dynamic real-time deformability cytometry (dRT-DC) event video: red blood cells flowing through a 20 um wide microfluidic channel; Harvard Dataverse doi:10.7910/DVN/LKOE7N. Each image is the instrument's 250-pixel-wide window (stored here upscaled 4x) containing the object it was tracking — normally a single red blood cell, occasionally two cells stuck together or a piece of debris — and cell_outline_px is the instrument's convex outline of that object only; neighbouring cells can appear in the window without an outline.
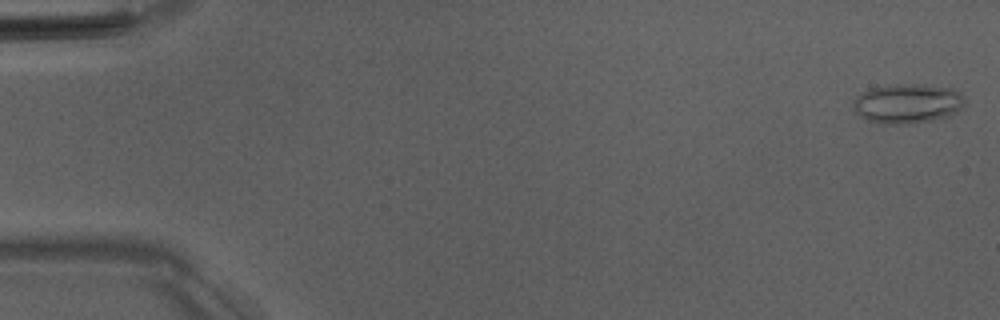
{"species": "Egyptian fruit bat (a non-hibernating species)", "species_latin": "Rousettus aegyptiacus", "temperature_condition": "room temperature", "stored_images_in_passage": 42, "camera_frame_rate_fps": 3000, "um_per_image_px": 0.085, "animal": {"sex": "male"}, "frame": {"image": 1, "passage_image": 1, "time_ms": 0.0, "image_size_px": [1000, 320], "cell_outline_px": [[964, 104], [956, 112], [948, 116], [932, 120], [912, 124], [892, 124], [868, 120], [860, 116], [852, 108], [852, 100], [856, 96], [872, 88], [888, 84], [924, 84], [956, 88], [964, 96]], "centroid_in_image_um": [77.15, 8.78], "position_along_channel_um": 7.9, "area_um2": 26.01}}
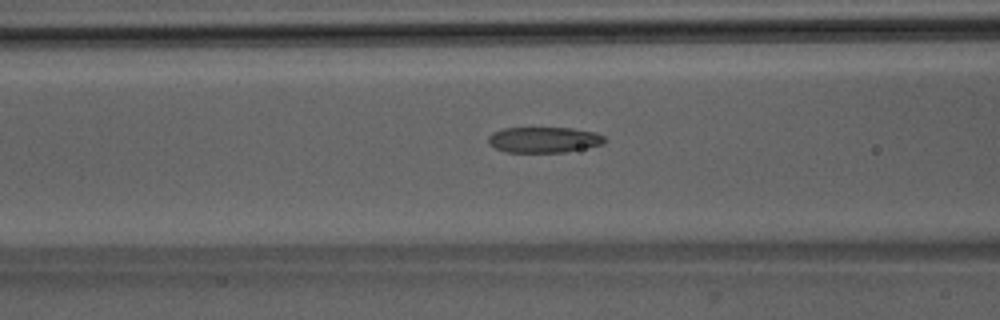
{"frame": {"image": 2, "passage_image": 21, "time_ms": 6.667, "image_size_px": [1000, 320], "cell_outline_px": [[604, 144], [564, 152], [508, 152], [496, 148], [488, 144], [488, 136], [492, 132], [504, 128], [572, 128], [596, 132], [604, 136]], "centroid_in_image_um": [46.22, 11.87], "position_along_channel_um": 120.4, "area_um2": 17.4}}
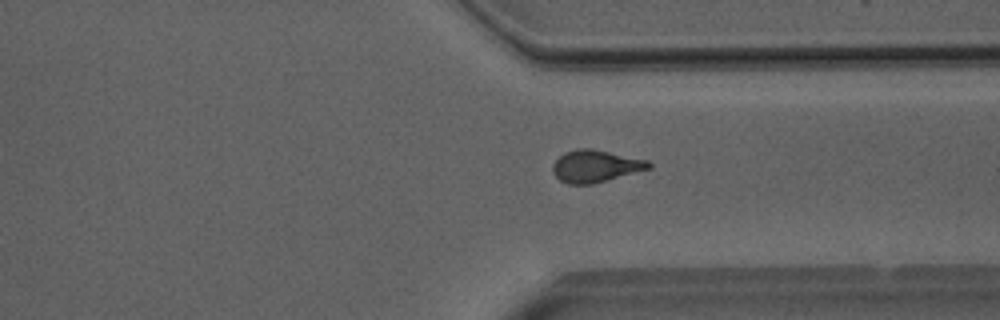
{"frame": {"image": 3, "passage_image": 39, "time_ms": 12.667, "image_size_px": [1000, 320], "cell_outline_px": [[652, 168], [592, 184], [568, 184], [560, 180], [552, 172], [552, 164], [564, 152], [576, 148], [592, 148], [648, 160], [652, 164]], "centroid_in_image_um": [50.61, 14.11], "position_along_channel_um": 360.8, "area_um2": 18.09}}